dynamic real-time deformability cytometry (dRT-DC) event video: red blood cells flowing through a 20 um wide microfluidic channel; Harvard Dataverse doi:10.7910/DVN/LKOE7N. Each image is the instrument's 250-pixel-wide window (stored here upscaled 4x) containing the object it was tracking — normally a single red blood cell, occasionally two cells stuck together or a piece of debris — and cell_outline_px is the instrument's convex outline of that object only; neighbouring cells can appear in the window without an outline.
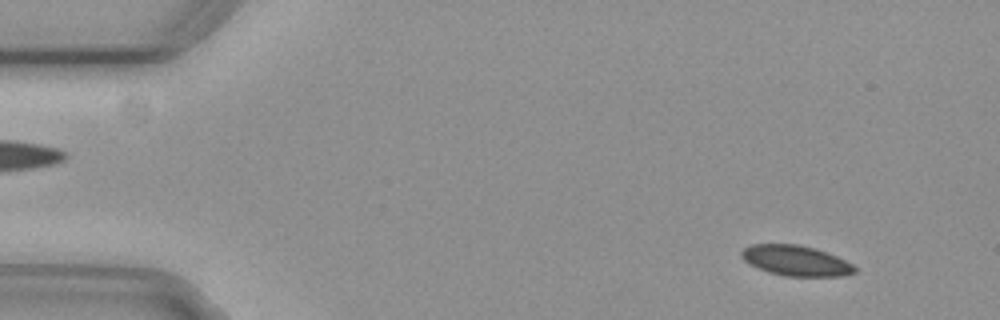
{"species": "common noctule bat (a hibernating species)", "species_latin": "Nyctalus noctula", "temperature_condition": "cold", "stored_images_in_passage": 17, "camera_frame_rate_fps": 3000, "um_per_image_px": 0.085, "animal": {"sex": "female", "body_mass_g": 29.2, "forearm_length_mm": 56.3}, "frame": {"image": 1, "passage_image": 5, "time_ms": 1.333, "image_size_px": [1000, 320], "cell_outline_px": [[856, 272], [844, 276], [784, 276], [768, 272], [744, 260], [740, 256], [740, 252], [744, 248], [752, 244], [800, 244], [816, 248], [828, 252], [852, 264], [856, 268]], "centroid_in_image_um": [67.66, 22.14], "position_along_channel_um": 17.3, "area_um2": 20.06}}
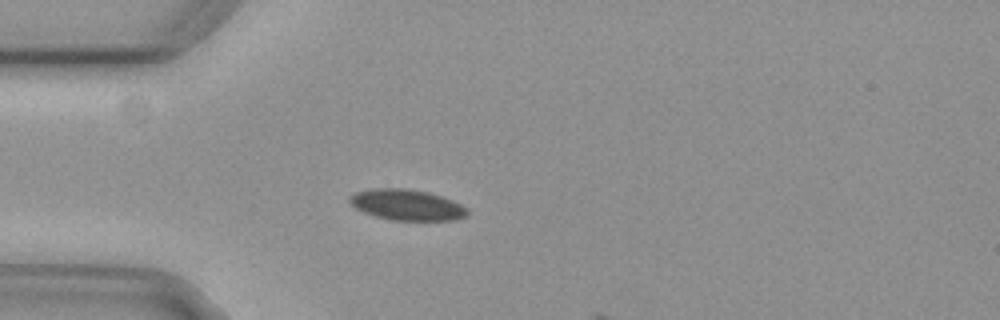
{"frame": {"image": 2, "passage_image": 15, "time_ms": 4.667, "image_size_px": [1000, 320], "cell_outline_px": [[468, 216], [456, 220], [392, 220], [376, 216], [364, 212], [356, 208], [348, 200], [348, 196], [356, 192], [372, 188], [404, 188], [428, 192], [452, 200], [468, 208]], "centroid_in_image_um": [34.59, 17.41], "position_along_channel_um": 50.4, "area_um2": 21.15}}